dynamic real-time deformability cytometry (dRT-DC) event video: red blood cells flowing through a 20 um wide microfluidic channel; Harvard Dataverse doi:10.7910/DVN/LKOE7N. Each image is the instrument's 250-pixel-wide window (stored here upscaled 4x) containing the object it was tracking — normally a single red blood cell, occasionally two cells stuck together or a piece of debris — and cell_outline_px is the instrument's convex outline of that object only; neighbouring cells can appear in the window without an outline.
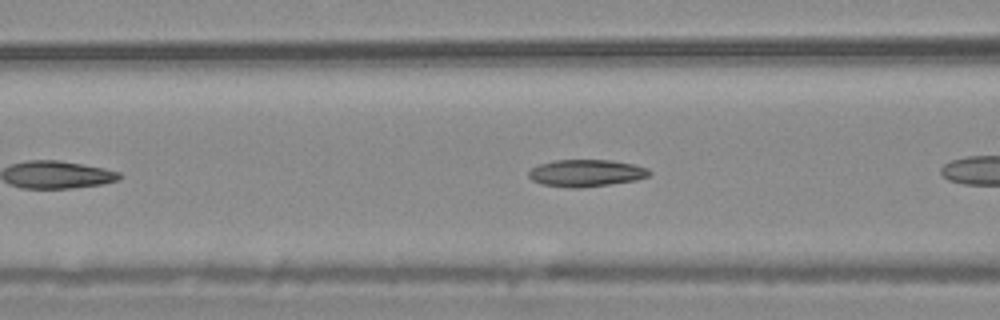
{"species": "common noctule bat (a hibernating species)", "species_latin": "Nyctalus noctula", "temperature_condition": "warm", "stored_images_in_passage": 12, "camera_frame_rate_fps": 3000, "um_per_image_px": 0.085, "animal": {"sex": "male", "body_mass_g": 20.4}, "frame": {"image": 1, "passage_image": 7, "time_ms": 2.0, "image_size_px": [1000, 320], "cell_outline_px": [[652, 172], [648, 176], [636, 180], [580, 188], [572, 188], [544, 184], [532, 180], [528, 176], [528, 172], [532, 168], [540, 164], [556, 160], [612, 160], [632, 164], [648, 168]], "centroid_in_image_um": [49.83, 14.7], "position_along_channel_um": 116.8, "area_um2": 18.84}}